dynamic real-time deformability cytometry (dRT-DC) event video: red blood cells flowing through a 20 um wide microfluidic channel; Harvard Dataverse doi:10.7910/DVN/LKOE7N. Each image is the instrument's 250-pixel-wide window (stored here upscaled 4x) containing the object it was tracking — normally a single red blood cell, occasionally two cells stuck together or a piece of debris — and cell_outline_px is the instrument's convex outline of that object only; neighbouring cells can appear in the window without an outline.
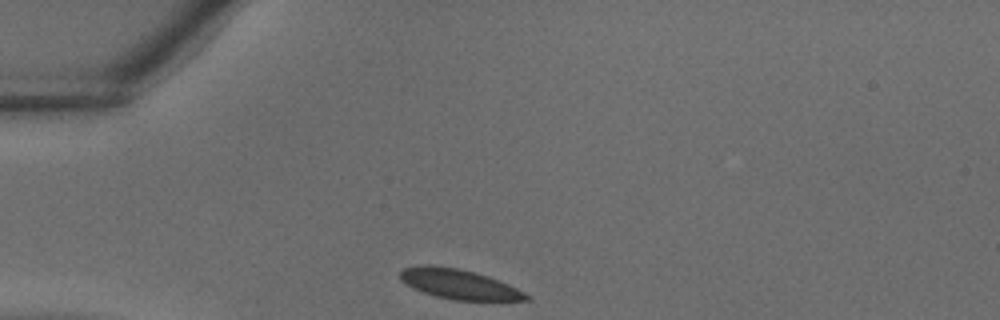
{"species": "common noctule bat (a hibernating species)", "species_latin": "Nyctalus noctula", "temperature_condition": "warm", "stored_images_in_passage": 24, "camera_frame_rate_fps": 3000, "um_per_image_px": 0.085, "animal": {"sex": "male", "body_mass_g": 18.8}, "frame": {"image": 1, "passage_image": 1, "time_ms": 0.0, "image_size_px": [1000, 320], "cell_outline_px": [[532, 300], [456, 300], [436, 296], [412, 288], [400, 280], [400, 272], [404, 268], [456, 268], [476, 272], [488, 276], [508, 284], [532, 296]], "centroid_in_image_um": [39.12, 24.2], "position_along_channel_um": 45.9, "area_um2": 21.04}}
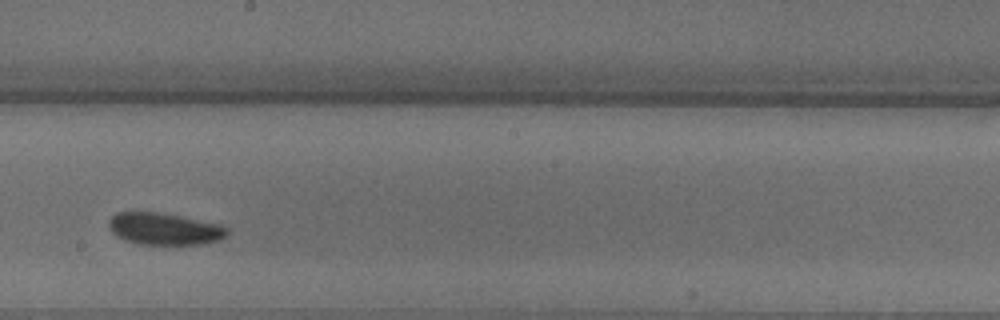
{"frame": {"image": 2, "passage_image": 13, "time_ms": 4.0, "image_size_px": [1000, 320], "cell_outline_px": [[228, 232], [220, 240], [204, 244], [140, 244], [124, 240], [112, 232], [108, 228], [108, 220], [116, 212], [160, 212], [220, 224], [228, 228]], "centroid_in_image_um": [13.95, 19.45], "position_along_channel_um": 234.2, "area_um2": 22.08}}
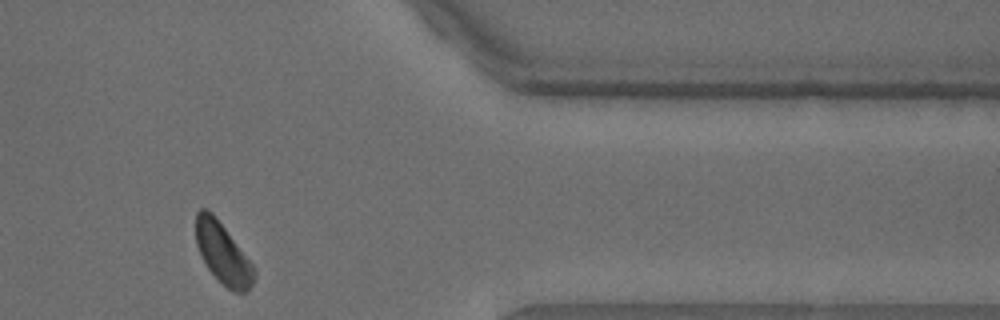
{"frame": {"image": 3, "passage_image": 23, "time_ms": 7.333, "image_size_px": [1000, 320], "cell_outline_px": [[256, 276], [252, 284], [244, 292], [236, 292], [228, 288], [208, 268], [200, 256], [196, 244], [196, 212], [200, 208], [208, 208], [212, 212], [256, 268]], "centroid_in_image_um": [18.94, 21.5], "position_along_channel_um": 392.5, "area_um2": 20.46}}